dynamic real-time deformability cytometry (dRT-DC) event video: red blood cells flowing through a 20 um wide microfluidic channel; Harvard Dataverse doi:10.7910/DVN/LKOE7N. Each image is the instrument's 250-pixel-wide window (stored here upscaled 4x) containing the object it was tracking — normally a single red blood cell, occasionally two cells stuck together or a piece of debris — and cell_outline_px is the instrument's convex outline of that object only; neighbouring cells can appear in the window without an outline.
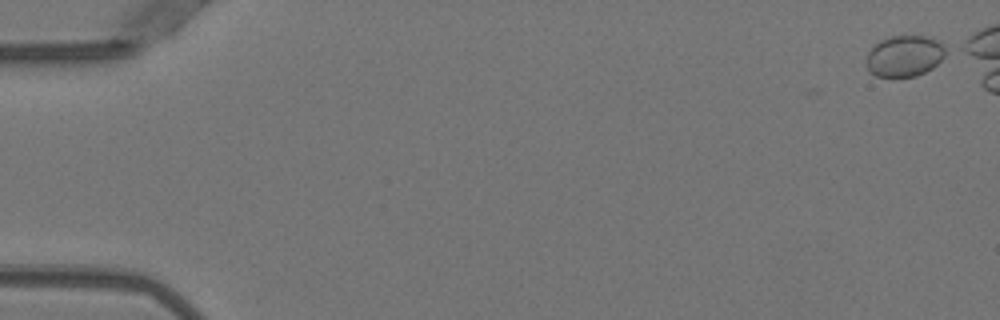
{"species": "Egyptian fruit bat (a non-hibernating species)", "species_latin": "Rousettus aegyptiacus", "temperature_condition": "warm", "stored_images_in_passage": 42, "camera_frame_rate_fps": 3000, "um_per_image_px": 0.085, "animal": {"sex": "female"}, "frame": {"image": 1, "passage_image": 1, "time_ms": 0.0, "image_size_px": [1000, 320], "cell_outline_px": [[952, 48], [932, 68], [916, 76], [876, 76], [868, 72], [864, 60], [872, 44], [880, 40], [892, 36], [928, 36], [940, 40], [948, 44]], "centroid_in_image_um": [76.91, 4.73], "position_along_channel_um": 8.1, "area_um2": 19.71}}
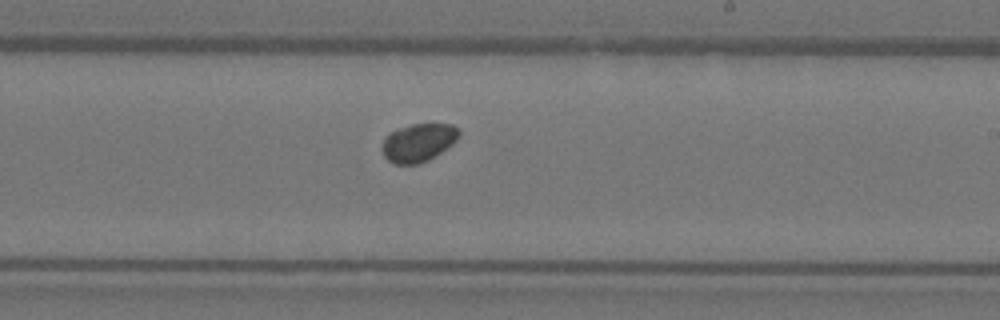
{"frame": {"image": 2, "passage_image": 31, "time_ms": 10.0, "image_size_px": [1000, 320], "cell_outline_px": [[460, 136], [452, 144], [436, 156], [428, 160], [416, 164], [392, 164], [384, 156], [380, 148], [384, 140], [396, 128], [412, 124], [452, 124], [460, 128]], "centroid_in_image_um": [35.57, 12.12], "position_along_channel_um": 253.4, "area_um2": 17.22}}
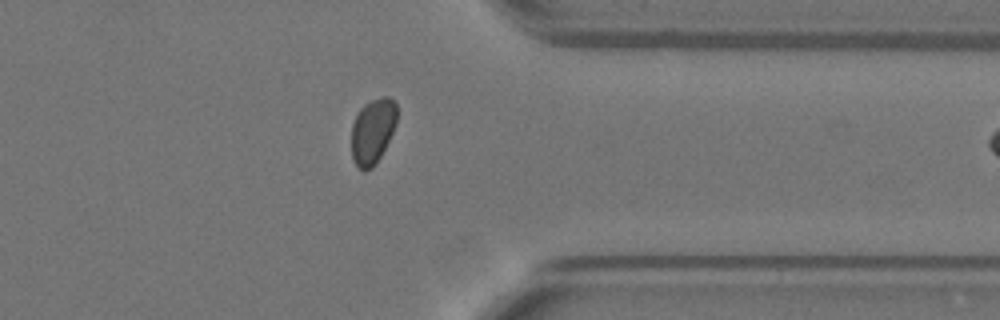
{"frame": {"image": 3, "passage_image": 41, "time_ms": 13.333, "image_size_px": [1000, 320], "cell_outline_px": [[396, 124], [376, 164], [372, 168], [364, 172], [352, 160], [352, 124], [356, 112], [364, 104], [380, 96], [388, 96], [396, 104]], "centroid_in_image_um": [31.65, 11.13], "position_along_channel_um": 379.7, "area_um2": 17.28}}